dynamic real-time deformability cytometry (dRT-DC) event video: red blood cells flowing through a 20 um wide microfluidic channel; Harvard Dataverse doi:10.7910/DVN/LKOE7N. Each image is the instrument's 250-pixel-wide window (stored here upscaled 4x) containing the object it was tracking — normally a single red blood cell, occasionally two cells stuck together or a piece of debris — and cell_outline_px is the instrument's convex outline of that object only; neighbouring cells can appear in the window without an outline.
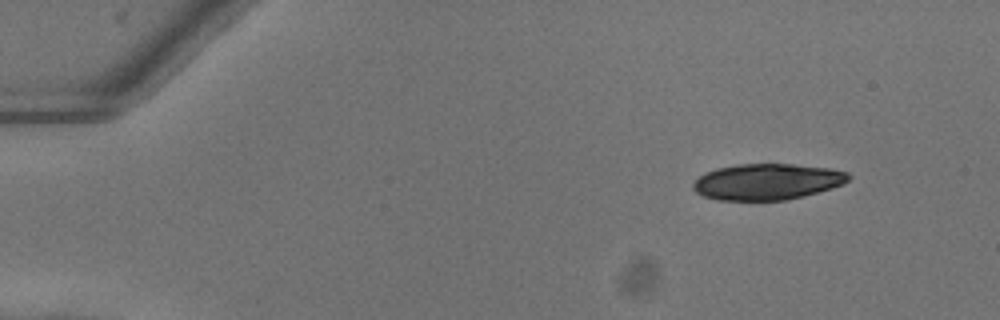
{"species": "common noctule bat (a hibernating species)", "species_latin": "Nyctalus noctula", "temperature_condition": "warm", "stored_images_in_passage": 46, "camera_frame_rate_fps": 3000, "um_per_image_px": 0.085, "animal": {"sex": "female"}, "frame": {"image": 1, "passage_image": 1, "time_ms": 0.0, "image_size_px": [1000, 320], "cell_outline_px": [[852, 176], [844, 184], [832, 188], [804, 196], [788, 200], [716, 200], [704, 196], [696, 192], [692, 188], [692, 184], [704, 172], [716, 168], [736, 164], [792, 164], [828, 168], [848, 172]], "centroid_in_image_um": [65.21, 15.45], "position_along_channel_um": 19.8, "area_um2": 32.89}}